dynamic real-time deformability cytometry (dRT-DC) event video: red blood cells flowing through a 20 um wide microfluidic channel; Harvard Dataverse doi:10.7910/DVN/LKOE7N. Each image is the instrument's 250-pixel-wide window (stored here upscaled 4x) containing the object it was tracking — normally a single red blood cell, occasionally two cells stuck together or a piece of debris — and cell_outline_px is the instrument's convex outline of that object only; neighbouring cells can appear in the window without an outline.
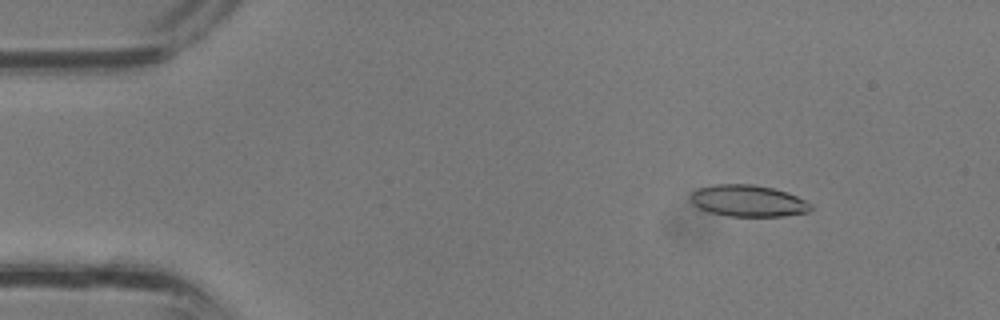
{"species": "common noctule bat (a hibernating species)", "species_latin": "Nyctalus noctula", "temperature_condition": "room temperature", "stored_images_in_passage": 36, "camera_frame_rate_fps": 3000, "um_per_image_px": 0.085, "animal": {"sex": "male", "body_mass_g": 13.3}, "frame": {"image": 1, "passage_image": 5, "time_ms": 1.333, "image_size_px": [1000, 320], "cell_outline_px": [[812, 208], [808, 212], [784, 216], [728, 216], [708, 212], [700, 208], [692, 200], [692, 192], [700, 188], [716, 184], [752, 184], [772, 188], [796, 196], [812, 204]], "centroid_in_image_um": [63.62, 17.08], "position_along_channel_um": 21.4, "area_um2": 21.79}}
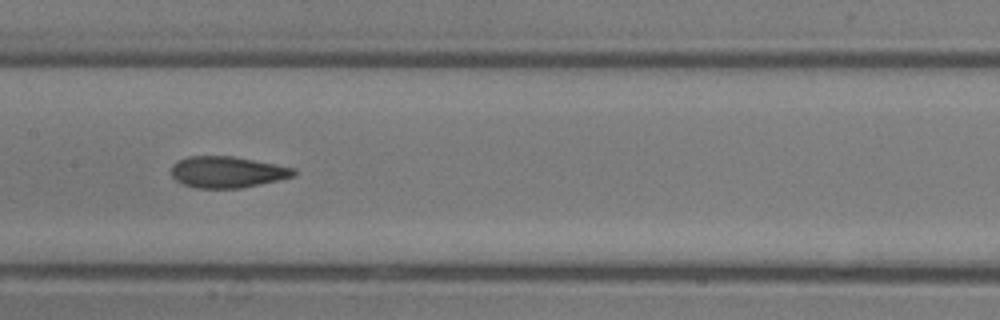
{"frame": {"image": 2, "passage_image": 18, "time_ms": 5.667, "image_size_px": [1000, 320], "cell_outline_px": [[296, 176], [240, 188], [196, 188], [184, 184], [176, 180], [172, 176], [172, 164], [176, 160], [188, 156], [232, 156], [276, 164], [296, 168]], "centroid_in_image_um": [19.31, 14.61], "position_along_channel_um": 188.1, "area_um2": 22.37}}
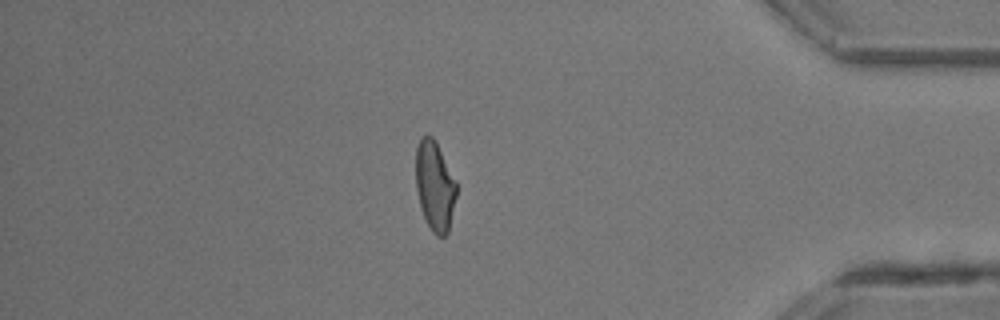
{"frame": {"image": 3, "passage_image": 31, "time_ms": 10.0, "image_size_px": [1000, 320], "cell_outline_px": [[456, 196], [448, 232], [444, 236], [436, 236], [432, 232], [424, 216], [420, 204], [416, 188], [416, 148], [420, 140], [424, 136], [432, 136], [436, 140], [456, 180]], "centroid_in_image_um": [36.96, 15.79], "position_along_channel_um": 398.2, "area_um2": 21.1}}